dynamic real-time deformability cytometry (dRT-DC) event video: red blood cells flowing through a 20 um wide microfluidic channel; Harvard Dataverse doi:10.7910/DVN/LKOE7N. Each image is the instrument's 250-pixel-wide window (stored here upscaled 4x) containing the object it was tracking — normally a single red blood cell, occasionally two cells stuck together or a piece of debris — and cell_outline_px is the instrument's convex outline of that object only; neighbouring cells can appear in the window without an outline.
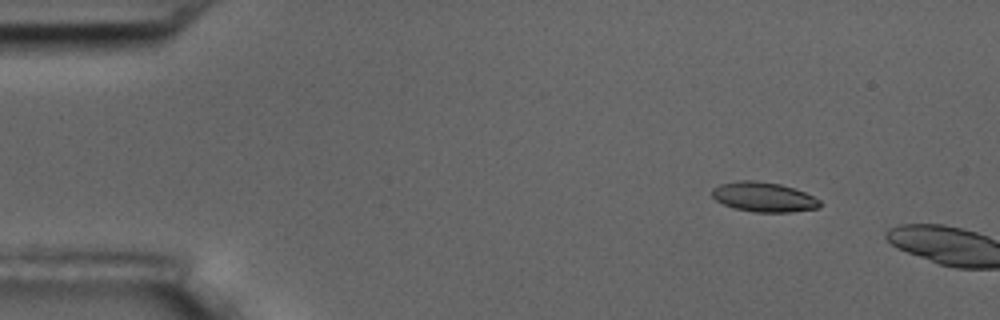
{"species": "common noctule bat (a hibernating species)", "species_latin": "Nyctalus noctula", "temperature_condition": "room temperature", "stored_images_in_passage": 3, "camera_frame_rate_fps": 3000, "um_per_image_px": 0.085, "animal": {"sex": "male", "body_mass_g": 17.5, "forearm_length_mm": 52.3}, "frame": {"image": 1, "passage_image": 2, "time_ms": 1.0, "image_size_px": [1000, 320], "cell_outline_px": [[820, 208], [792, 212], [752, 212], [736, 208], [724, 204], [716, 200], [712, 196], [712, 188], [720, 184], [736, 180], [756, 180], [780, 184], [804, 192], [820, 200]], "centroid_in_image_um": [64.9, 16.74], "position_along_channel_um": 20.1, "area_um2": 18.67}}